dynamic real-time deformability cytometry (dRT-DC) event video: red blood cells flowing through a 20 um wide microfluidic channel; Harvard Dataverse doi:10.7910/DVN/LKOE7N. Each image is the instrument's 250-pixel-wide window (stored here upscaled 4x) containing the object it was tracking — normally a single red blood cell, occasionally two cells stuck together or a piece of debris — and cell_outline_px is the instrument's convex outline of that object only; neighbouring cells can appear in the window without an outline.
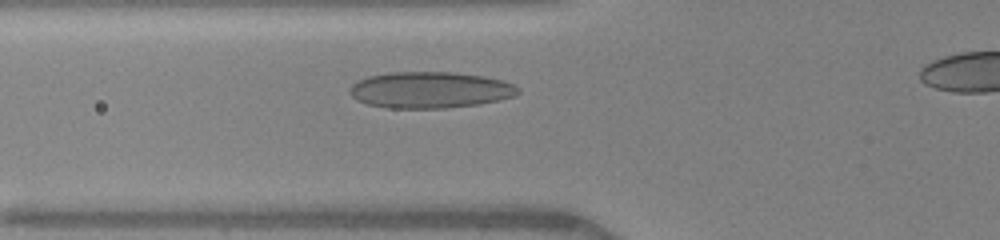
{"species": "human", "species_latin": "Homo sapiens", "temperature_condition": "warm", "stored_images_in_passage": 32, "camera_frame_rate_fps": 3000, "um_per_image_px": 0.085, "donor": {"sex": "female"}, "frame": {"image": 1, "passage_image": 6, "time_ms": 1.667, "image_size_px": [1000, 240], "cell_outline_px": [[520, 92], [512, 96], [480, 104], [444, 108], [388, 108], [368, 104], [356, 100], [348, 92], [348, 88], [356, 80], [368, 76], [388, 72], [452, 72], [484, 76], [504, 80], [516, 84], [520, 88]], "centroid_in_image_um": [36.53, 7.63], "position_along_channel_um": 89.3, "area_um2": 35.95}}
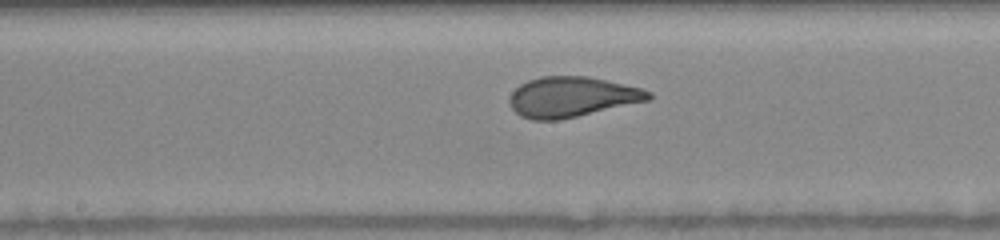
{"frame": {"image": 2, "passage_image": 14, "time_ms": 4.333, "image_size_px": [1000, 240], "cell_outline_px": [[652, 96], [648, 100], [560, 120], [532, 120], [520, 116], [512, 108], [508, 100], [512, 92], [520, 84], [528, 80], [540, 76], [588, 76], [644, 88], [652, 92]], "centroid_in_image_um": [48.6, 8.23], "position_along_channel_um": 199.6, "area_um2": 32.66}}
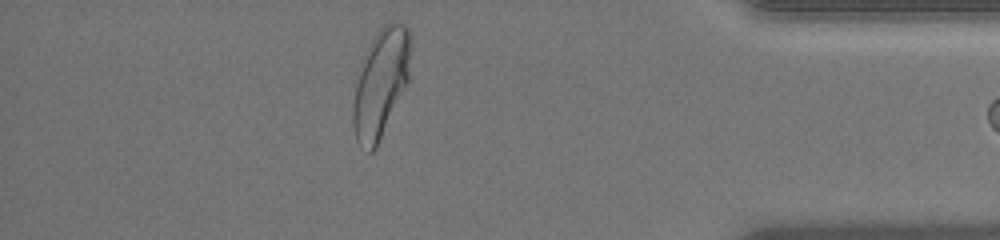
{"frame": {"image": 3, "passage_image": 31, "time_ms": 10.0, "image_size_px": [1000, 240], "cell_outline_px": [[408, 84], [376, 148], [372, 152], [368, 152], [356, 140], [352, 124], [352, 104], [356, 84], [368, 48], [372, 40], [380, 28], [384, 24], [392, 20], [396, 20], [404, 24], [408, 28]], "centroid_in_image_um": [32.35, 7.12], "position_along_channel_um": 402.9, "area_um2": 35.72}}